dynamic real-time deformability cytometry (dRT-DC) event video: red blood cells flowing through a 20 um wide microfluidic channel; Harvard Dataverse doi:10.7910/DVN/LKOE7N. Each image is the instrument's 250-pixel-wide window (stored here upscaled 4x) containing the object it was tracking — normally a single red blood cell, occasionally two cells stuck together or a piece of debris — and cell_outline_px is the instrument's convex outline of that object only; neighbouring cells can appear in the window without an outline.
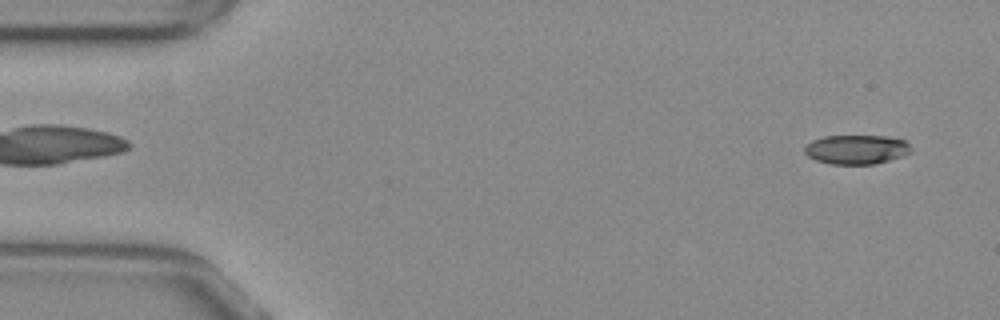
{"species": "common noctule bat (a hibernating species)", "species_latin": "Nyctalus noctula", "temperature_condition": "warm", "stored_images_in_passage": 47, "camera_frame_rate_fps": 3000, "um_per_image_px": 0.085, "animal": {"sex": "female", "body_mass_g": 29.2, "forearm_length_mm": 56.3}, "frame": {"image": 1, "passage_image": 3, "time_ms": 0.667, "image_size_px": [1000, 320], "cell_outline_px": [[912, 152], [876, 164], [828, 164], [816, 160], [808, 156], [804, 152], [804, 148], [812, 140], [824, 136], [884, 136], [904, 140], [912, 148]], "centroid_in_image_um": [72.78, 12.71], "position_along_channel_um": 12.2, "area_um2": 18.09}}
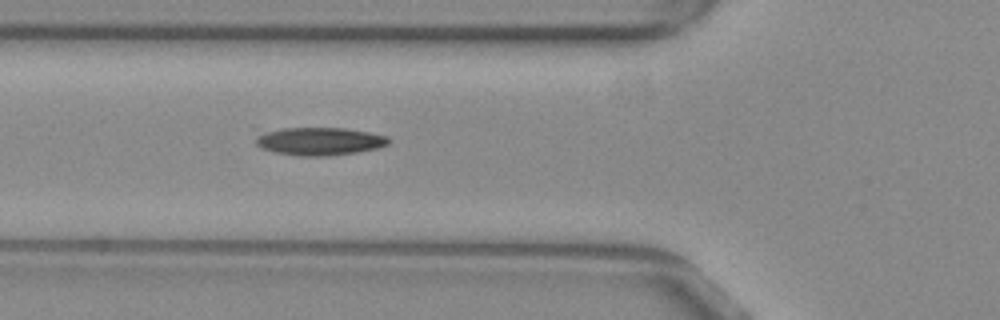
{"frame": {"image": 2, "passage_image": 19, "time_ms": 6.0, "image_size_px": [1000, 320], "cell_outline_px": [[388, 144], [376, 148], [356, 152], [328, 156], [300, 156], [272, 152], [260, 148], [256, 144], [256, 136], [268, 132], [284, 128], [344, 128], [368, 132], [388, 136]], "centroid_in_image_um": [27.14, 12.02], "position_along_channel_um": 98.7, "area_um2": 21.39}}
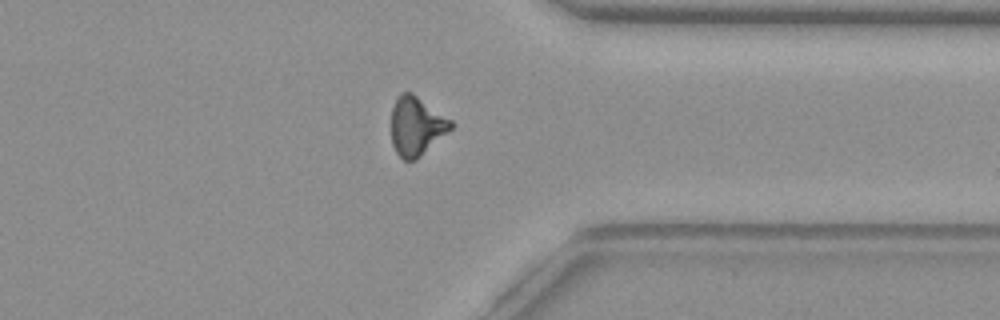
{"frame": {"image": 3, "passage_image": 41, "time_ms": 13.333, "image_size_px": [1000, 320], "cell_outline_px": [[452, 128], [416, 160], [404, 160], [396, 152], [392, 144], [392, 108], [396, 96], [400, 92], [412, 92], [452, 120]], "centroid_in_image_um": [35.38, 10.69], "position_along_channel_um": 376.0, "area_um2": 20.35}, "authors_computed_cell_mechanics": {"area_um2": 20.3456, "velocity_mm_per_s": 3.8766, "shape_relaxation_time_tau1_ms": 10.7681, "shape_relaxation_time_tau2_ms": 6.7846, "deformation_change_tau1": 0.2547, "deformation_change_tau2": 0.1264}}